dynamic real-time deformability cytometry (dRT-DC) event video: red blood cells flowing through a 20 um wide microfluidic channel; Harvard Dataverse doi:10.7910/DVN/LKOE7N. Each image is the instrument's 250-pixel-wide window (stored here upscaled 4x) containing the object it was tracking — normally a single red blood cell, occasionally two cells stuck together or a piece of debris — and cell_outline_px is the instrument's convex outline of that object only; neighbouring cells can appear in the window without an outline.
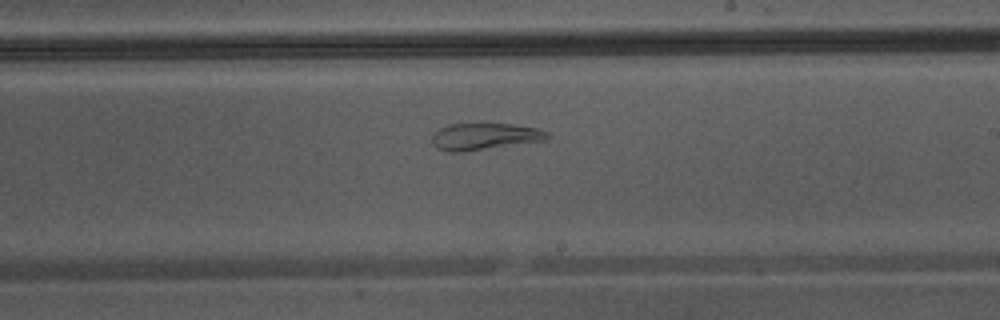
{"species": "Egyptian fruit bat (a non-hibernating species)", "species_latin": "Rousettus aegyptiacus", "temperature_condition": "warm", "stored_images_in_passage": 28, "camera_frame_rate_fps": 3000, "um_per_image_px": 0.085, "animal": {"sex": "male"}, "frame": {"image": 1, "passage_image": 13, "time_ms": 4.0, "image_size_px": [1000, 320], "cell_outline_px": [[552, 136], [548, 140], [460, 152], [448, 152], [436, 148], [432, 144], [432, 136], [440, 128], [448, 124], [512, 124], [536, 128], [548, 132]], "centroid_in_image_um": [41.21, 11.6], "position_along_channel_um": 247.8, "area_um2": 17.98}}
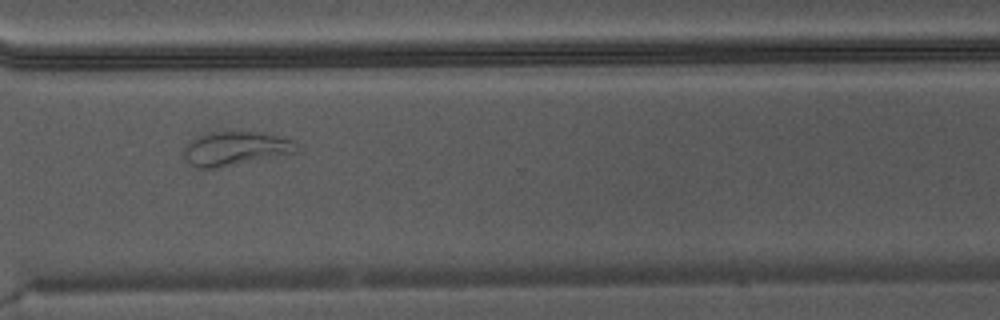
{"frame": {"image": 2, "passage_image": 20, "time_ms": 6.333, "image_size_px": [1000, 320], "cell_outline_px": [[300, 152], [220, 168], [200, 168], [192, 164], [184, 156], [184, 148], [188, 140], [204, 132], [260, 132], [280, 136], [292, 140], [300, 144]], "centroid_in_image_um": [20.06, 12.62], "position_along_channel_um": 350.5, "area_um2": 22.77}}